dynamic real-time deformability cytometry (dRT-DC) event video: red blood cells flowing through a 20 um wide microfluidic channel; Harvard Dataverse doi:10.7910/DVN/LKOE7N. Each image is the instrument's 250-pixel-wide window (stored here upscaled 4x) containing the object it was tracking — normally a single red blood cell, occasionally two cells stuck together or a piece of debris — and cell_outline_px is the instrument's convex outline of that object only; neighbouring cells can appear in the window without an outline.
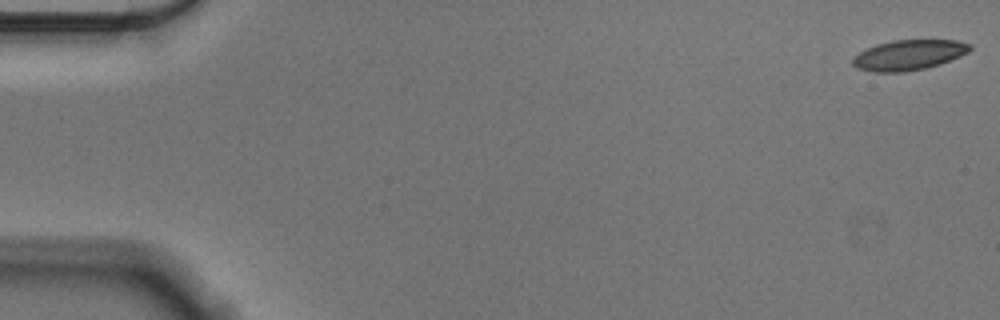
{"species": "Egyptian fruit bat (a non-hibernating species)", "species_latin": "Rousettus aegyptiacus", "temperature_condition": "cold", "stored_images_in_passage": 57, "camera_frame_rate_fps": 3000, "um_per_image_px": 0.085, "animal": {"sex": "male"}, "frame": {"image": 1, "passage_image": 1, "time_ms": 0.0, "image_size_px": [1000, 320], "cell_outline_px": [[972, 48], [968, 52], [960, 56], [940, 64], [924, 68], [904, 72], [872, 72], [856, 68], [852, 64], [852, 60], [860, 52], [876, 44], [892, 40], [956, 40], [972, 44]], "centroid_in_image_um": [77.25, 4.67], "position_along_channel_um": 7.7, "area_um2": 20.63}}
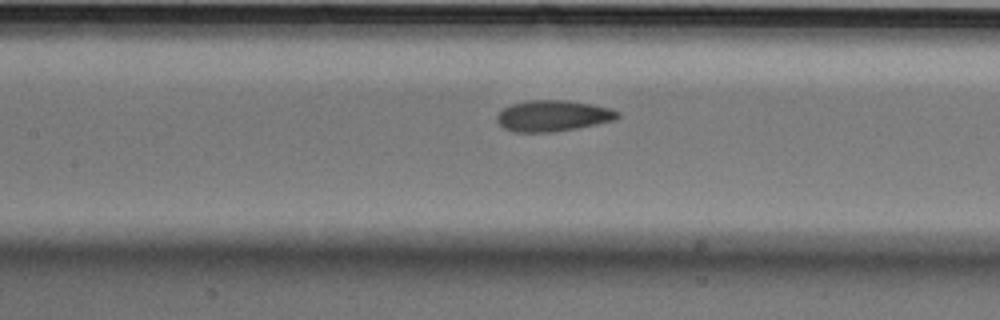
{"frame": {"image": 2, "passage_image": 26, "time_ms": 8.333, "image_size_px": [1000, 320], "cell_outline_px": [[620, 116], [616, 120], [576, 128], [552, 132], [512, 132], [504, 128], [496, 120], [496, 116], [504, 108], [512, 104], [532, 100], [564, 100], [592, 104], [608, 108], [620, 112]], "centroid_in_image_um": [47.0, 9.85], "position_along_channel_um": 160.4, "area_um2": 21.73}}
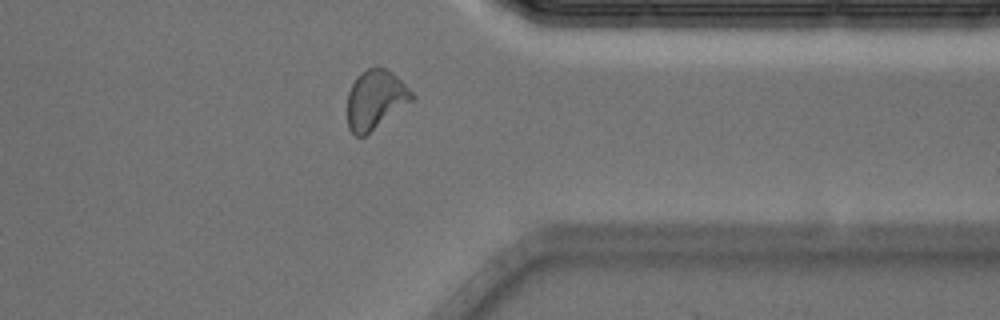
{"frame": {"image": 3, "passage_image": 45, "time_ms": 14.667, "image_size_px": [1000, 320], "cell_outline_px": [[416, 96], [412, 100], [364, 136], [356, 136], [348, 128], [348, 92], [356, 76], [368, 68], [388, 68]], "centroid_in_image_um": [31.89, 8.45], "position_along_channel_um": 379.5, "area_um2": 21.73}, "authors_computed_cell_mechanics": {"area_um2": 21.3282, "velocity_mm_per_s": 3.5589, "shape_relaxation_time_tau1_ms": 4.8363, "shape_relaxation_time_tau2_ms": 1.7888, "deformation_change_tau1": 0.1254, "deformation_change_tau2": 0.0844}}